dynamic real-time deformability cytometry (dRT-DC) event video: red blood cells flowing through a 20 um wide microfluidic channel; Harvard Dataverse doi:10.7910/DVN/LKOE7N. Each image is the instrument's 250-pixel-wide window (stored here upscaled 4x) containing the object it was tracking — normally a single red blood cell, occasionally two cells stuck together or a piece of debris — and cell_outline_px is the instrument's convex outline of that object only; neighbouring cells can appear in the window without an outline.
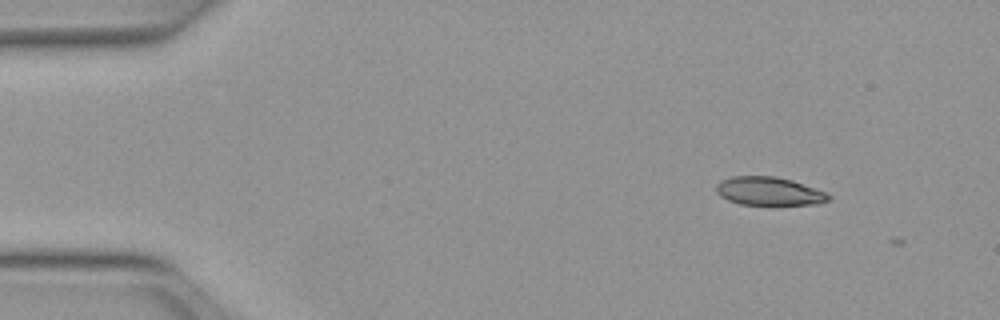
{"species": "Egyptian fruit bat (a non-hibernating species)", "species_latin": "Rousettus aegyptiacus", "temperature_condition": "warm", "stored_images_in_passage": 4, "camera_frame_rate_fps": 3000, "um_per_image_px": 0.085, "animal": {"sex": "female"}, "frame": {"image": 1, "passage_image": 1, "time_ms": 0.0, "image_size_px": [1000, 320], "cell_outline_px": [[832, 200], [820, 204], [740, 204], [728, 200], [720, 196], [716, 192], [716, 184], [720, 180], [732, 176], [776, 176], [792, 180], [828, 192], [832, 196]], "centroid_in_image_um": [65.41, 16.24], "position_along_channel_um": 19.6, "area_um2": 18.79}}